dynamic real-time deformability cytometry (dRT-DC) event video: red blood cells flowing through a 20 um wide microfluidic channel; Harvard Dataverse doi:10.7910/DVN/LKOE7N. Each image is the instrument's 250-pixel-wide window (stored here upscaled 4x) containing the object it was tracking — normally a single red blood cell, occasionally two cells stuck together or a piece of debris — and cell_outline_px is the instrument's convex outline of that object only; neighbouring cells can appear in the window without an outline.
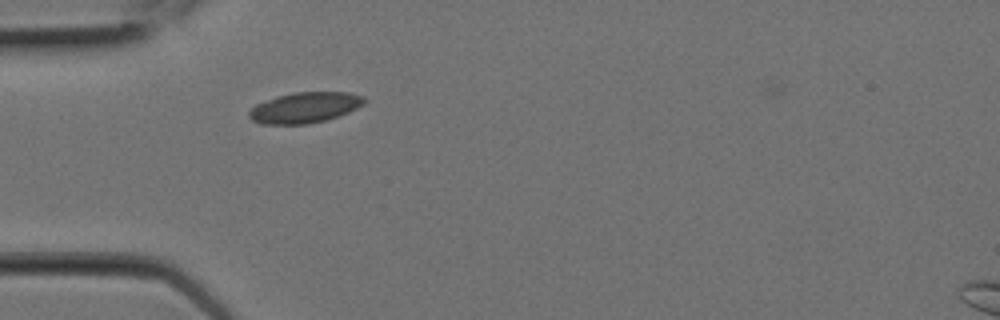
{"species": "Egyptian fruit bat (a non-hibernating species)", "species_latin": "Rousettus aegyptiacus", "temperature_condition": "room temperature", "stored_images_in_passage": 1, "camera_frame_rate_fps": 3000, "um_per_image_px": 0.085, "animal": {"sex": "female"}, "frame": {"image": 1, "passage_image": 1, "time_ms": 0.0, "image_size_px": [1000, 320], "cell_outline_px": [[368, 100], [364, 104], [348, 112], [324, 120], [304, 124], [260, 124], [252, 120], [248, 116], [248, 112], [256, 104], [276, 96], [296, 92], [348, 92], [364, 96]], "centroid_in_image_um": [25.9, 9.13], "position_along_channel_um": 59.1, "area_um2": 20.52}}